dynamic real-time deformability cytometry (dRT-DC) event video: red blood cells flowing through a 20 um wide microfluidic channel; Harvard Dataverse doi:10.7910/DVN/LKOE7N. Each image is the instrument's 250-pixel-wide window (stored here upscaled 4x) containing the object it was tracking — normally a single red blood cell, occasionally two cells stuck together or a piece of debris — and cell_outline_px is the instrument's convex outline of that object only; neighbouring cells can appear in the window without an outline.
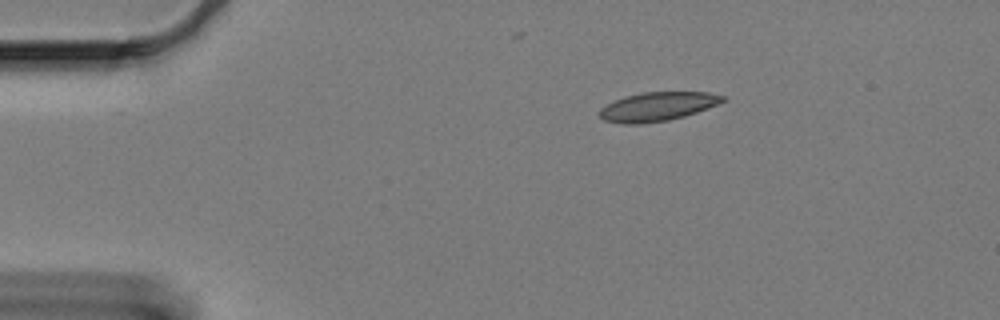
{"species": "Egyptian fruit bat (a non-hibernating species)", "species_latin": "Rousettus aegyptiacus", "temperature_condition": "cold", "stored_images_in_passage": 51, "camera_frame_rate_fps": 3000, "um_per_image_px": 0.085, "animal": {"sex": "female"}, "frame": {"image": 1, "passage_image": 1, "time_ms": 0.0, "image_size_px": [1000, 320], "cell_outline_px": [[724, 100], [716, 104], [696, 112], [684, 116], [668, 120], [640, 124], [624, 124], [604, 120], [600, 116], [600, 108], [624, 96], [644, 92], [708, 92], [724, 96]], "centroid_in_image_um": [55.86, 9.06], "position_along_channel_um": 29.1, "area_um2": 20.4}}
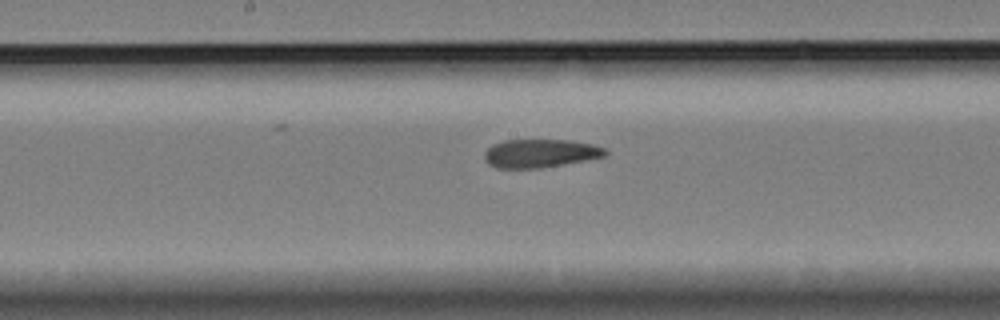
{"frame": {"image": 2, "passage_image": 22, "time_ms": 7.0, "image_size_px": [1000, 320], "cell_outline_px": [[608, 152], [604, 156], [584, 160], [540, 168], [496, 168], [488, 164], [484, 160], [484, 152], [492, 144], [504, 140], [572, 140], [592, 144], [604, 148]], "centroid_in_image_um": [45.87, 13.03], "position_along_channel_um": 202.3, "area_um2": 19.94}}
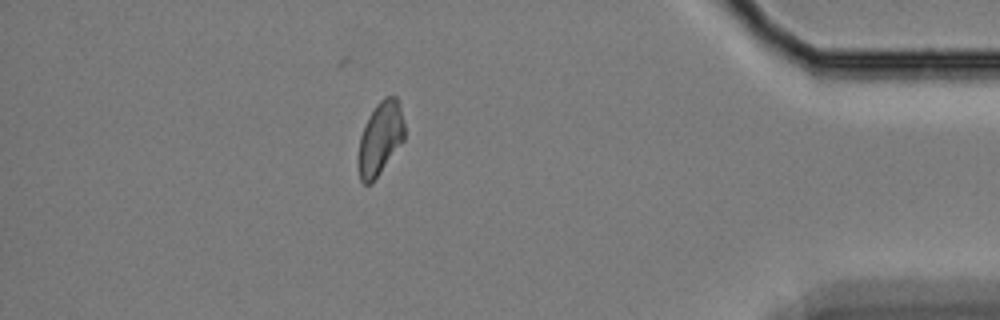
{"frame": {"image": 3, "passage_image": 44, "time_ms": 14.333, "image_size_px": [1000, 320], "cell_outline_px": [[404, 140], [372, 184], [364, 184], [360, 180], [360, 136], [368, 116], [376, 104], [384, 96], [396, 96], [400, 104], [404, 124]], "centroid_in_image_um": [32.35, 11.72], "position_along_channel_um": 402.9, "area_um2": 19.42}, "authors_computed_cell_mechanics": {"area_um2": 20.3456, "velocity_mm_per_s": 3.2682, "shape_relaxation_time_tau1_ms": 7.3769, "shape_relaxation_time_tau2_ms": 2.6837, "deformation_change_tau1": 0.171, "deformation_change_tau2": 0.1076}}